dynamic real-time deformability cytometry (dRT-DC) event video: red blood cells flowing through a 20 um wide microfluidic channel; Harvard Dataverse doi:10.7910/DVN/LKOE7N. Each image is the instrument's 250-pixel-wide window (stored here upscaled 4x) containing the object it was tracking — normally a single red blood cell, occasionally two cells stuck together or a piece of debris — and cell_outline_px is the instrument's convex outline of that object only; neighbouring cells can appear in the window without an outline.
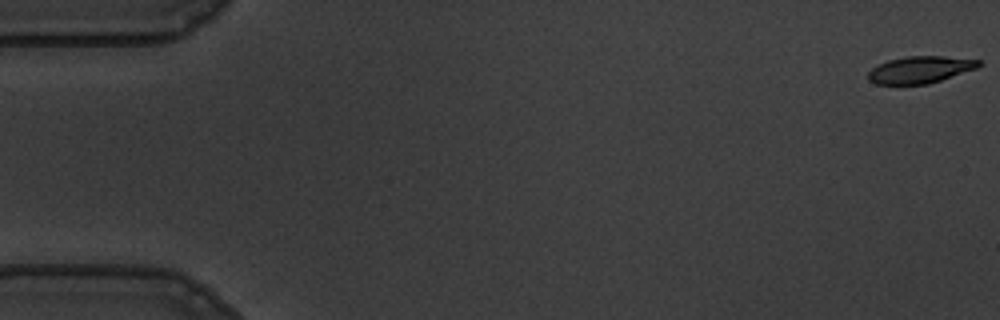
{"species": "common noctule bat (a hibernating species)", "species_latin": "Nyctalus noctula", "temperature_condition": "warm", "stored_images_in_passage": 11, "camera_frame_rate_fps": 3000, "um_per_image_px": 0.085, "animal": {"sex": "male", "body_mass_g": 19.5, "forearm_length_mm": 54.6}, "frame": {"image": 1, "passage_image": 1, "time_ms": 0.0, "image_size_px": [1000, 320], "cell_outline_px": [[980, 64], [976, 68], [928, 84], [876, 84], [868, 80], [868, 72], [872, 68], [888, 60], [908, 56], [944, 56], [980, 60]], "centroid_in_image_um": [78.18, 5.92], "position_along_channel_um": 6.8, "area_um2": 17.11}}